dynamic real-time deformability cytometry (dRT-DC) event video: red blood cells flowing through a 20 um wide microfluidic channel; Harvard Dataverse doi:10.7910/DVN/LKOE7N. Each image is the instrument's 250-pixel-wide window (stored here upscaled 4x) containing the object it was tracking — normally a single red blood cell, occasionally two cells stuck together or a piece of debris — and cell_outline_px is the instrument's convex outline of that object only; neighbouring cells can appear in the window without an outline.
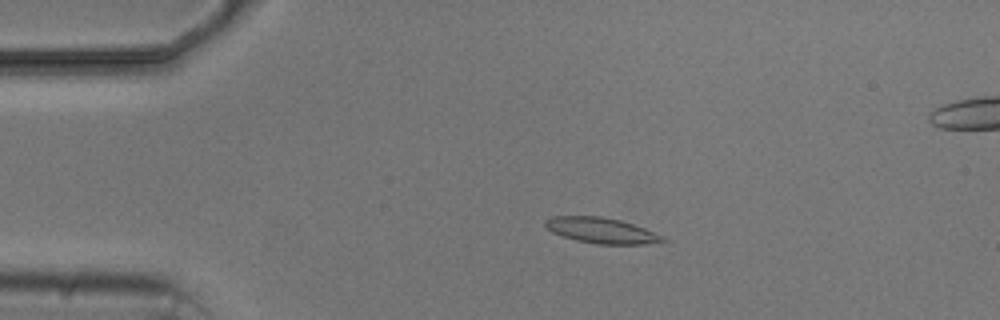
{"species": "common noctule bat (a hibernating species)", "species_latin": "Nyctalus noctula", "temperature_condition": "cold", "stored_images_in_passage": 5, "camera_frame_rate_fps": 3000, "um_per_image_px": 0.085, "animal": {"sex": "male", "body_mass_g": 20.5, "forearm_length_mm": 52.5}, "frame": {"image": 1, "passage_image": 3, "time_ms": 2.333, "image_size_px": [1000, 320], "cell_outline_px": [[668, 240], [644, 244], [596, 244], [576, 240], [552, 232], [544, 224], [544, 220], [552, 216], [600, 216], [620, 220], [644, 228], [664, 236]], "centroid_in_image_um": [51.11, 19.58], "position_along_channel_um": 33.9, "area_um2": 17.4}}